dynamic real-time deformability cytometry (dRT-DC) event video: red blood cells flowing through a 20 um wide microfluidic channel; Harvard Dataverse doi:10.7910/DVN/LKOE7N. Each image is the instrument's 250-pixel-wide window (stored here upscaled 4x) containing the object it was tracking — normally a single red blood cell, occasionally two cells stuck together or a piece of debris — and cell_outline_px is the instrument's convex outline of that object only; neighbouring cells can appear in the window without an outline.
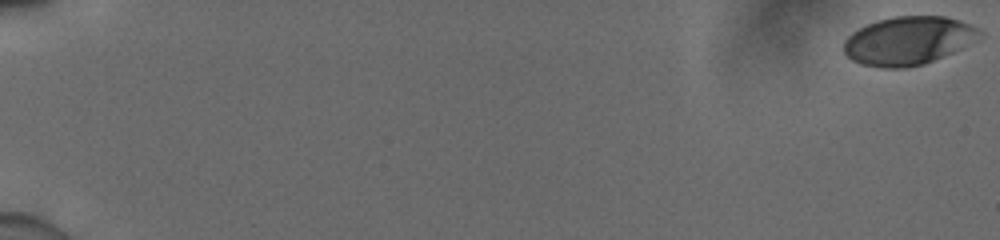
{"species": "human", "species_latin": "Homo sapiens", "temperature_condition": "cold", "stored_images_in_passage": 51, "camera_frame_rate_fps": 3000, "um_per_image_px": 0.085, "donor": {"sex": "male"}, "frame": {"image": 1, "passage_image": 1, "time_ms": 0.0, "image_size_px": [1000, 240], "cell_outline_px": [[984, 36], [952, 52], [924, 64], [904, 68], [884, 68], [860, 64], [852, 60], [844, 52], [844, 40], [852, 32], [868, 24], [880, 20], [896, 16], [944, 16], [960, 20], [980, 28], [984, 32]], "centroid_in_image_um": [77.23, 3.45], "position_along_channel_um": 7.8, "area_um2": 38.26}}
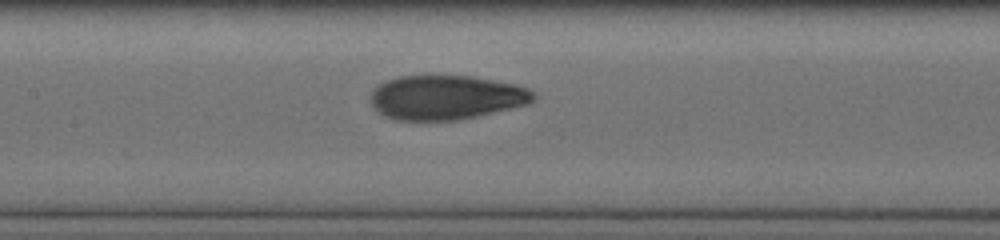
{"frame": {"image": 2, "passage_image": 30, "time_ms": 9.667, "image_size_px": [1000, 240], "cell_outline_px": [[536, 96], [528, 104], [476, 116], [456, 120], [392, 120], [384, 116], [368, 100], [372, 88], [388, 80], [400, 76], [472, 76], [516, 84], [528, 88]], "centroid_in_image_um": [37.88, 8.28], "position_along_channel_um": 169.5, "area_um2": 42.02}}
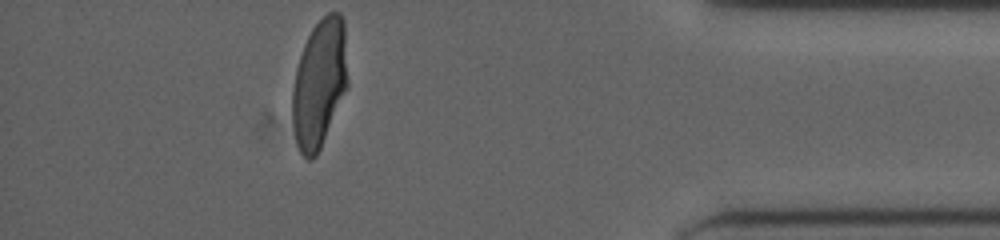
{"frame": {"image": 3, "passage_image": 51, "time_ms": 16.667, "image_size_px": [1000, 240], "cell_outline_px": [[348, 88], [320, 148], [316, 156], [312, 160], [308, 160], [300, 152], [296, 144], [292, 124], [292, 92], [296, 68], [304, 44], [312, 28], [328, 12], [340, 12], [344, 20], [348, 80]], "centroid_in_image_um": [27.15, 7.1], "position_along_channel_um": 408.0, "area_um2": 41.73}, "authors_computed_cell_mechanics": {"area_um2": 42.0206, "velocity_mm_per_s": 3.903, "shape_relaxation_time_tau1_ms": 4.2804, "shape_relaxation_time_tau2_ms": 0.9688, "deformation_change_tau1": 0.1829, "deformation_change_tau2": 0.0598}}